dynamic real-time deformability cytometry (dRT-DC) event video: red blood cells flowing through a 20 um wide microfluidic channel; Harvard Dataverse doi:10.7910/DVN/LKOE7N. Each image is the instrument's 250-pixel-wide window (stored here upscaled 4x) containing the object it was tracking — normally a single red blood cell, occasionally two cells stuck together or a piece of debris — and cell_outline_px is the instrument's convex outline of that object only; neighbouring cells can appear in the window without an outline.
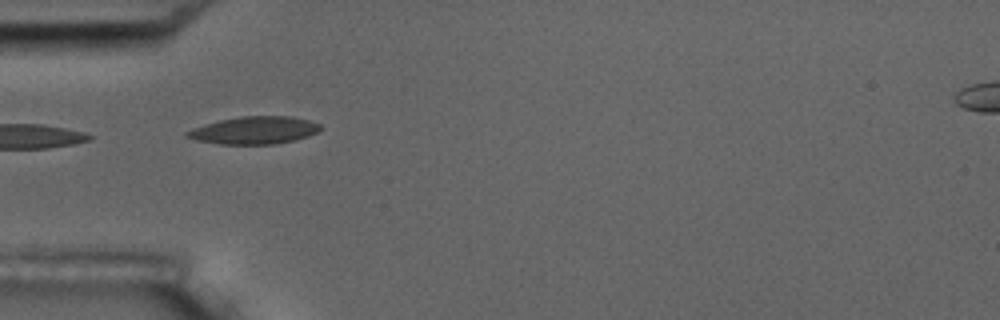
{"species": "common noctule bat (a hibernating species)", "species_latin": "Nyctalus noctula", "temperature_condition": "room temperature", "stored_images_in_passage": 6, "camera_frame_rate_fps": 3000, "um_per_image_px": 0.085, "animal": {"sex": "male", "body_mass_g": 17.5, "forearm_length_mm": 52.3}, "frame": {"image": 1, "passage_image": 5, "time_ms": 4.667, "image_size_px": [1000, 320], "cell_outline_px": [[320, 128], [316, 132], [308, 136], [292, 140], [272, 144], [220, 144], [196, 140], [184, 136], [184, 132], [192, 128], [204, 124], [220, 120], [240, 116], [292, 116], [308, 120], [320, 124]], "centroid_in_image_um": [21.56, 11.07], "position_along_channel_um": 63.4, "area_um2": 21.27}}